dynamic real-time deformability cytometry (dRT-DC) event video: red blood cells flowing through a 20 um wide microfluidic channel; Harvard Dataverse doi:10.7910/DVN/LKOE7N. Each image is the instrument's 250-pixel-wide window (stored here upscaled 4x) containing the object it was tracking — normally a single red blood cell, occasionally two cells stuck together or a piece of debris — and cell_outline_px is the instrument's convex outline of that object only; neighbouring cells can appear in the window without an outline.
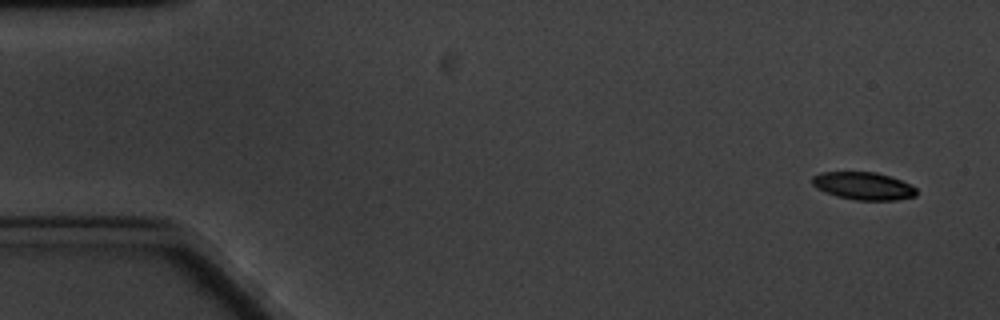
{"species": "common noctule bat (a hibernating species)", "species_latin": "Nyctalus noctula", "temperature_condition": "cold", "stored_images_in_passage": 5, "camera_frame_rate_fps": 3000, "um_per_image_px": 0.085, "animal": {"sex": "male", "body_mass_g": 20.1, "forearm_length_mm": 53.5}, "frame": {"image": 1, "passage_image": 1, "time_ms": 0.0, "image_size_px": [1000, 320], "cell_outline_px": [[916, 196], [896, 200], [856, 200], [836, 196], [824, 192], [816, 188], [812, 184], [812, 176], [820, 172], [876, 172], [900, 180], [916, 188]], "centroid_in_image_um": [73.34, 15.81], "position_along_channel_um": 11.7, "area_um2": 16.76}}
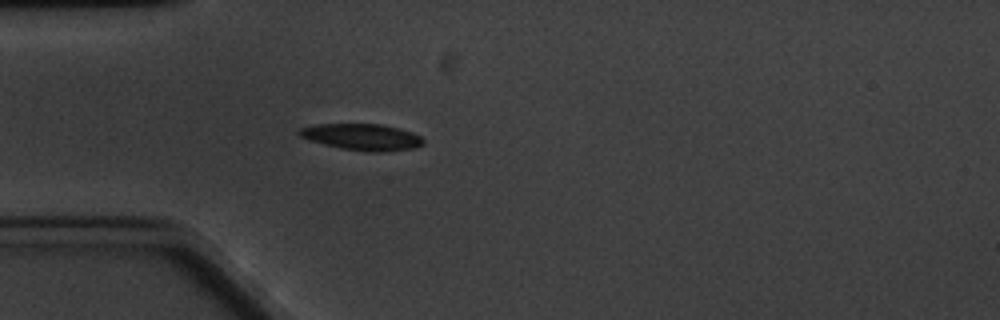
{"frame": {"image": 2, "passage_image": 5, "time_ms": 4.667, "image_size_px": [1000, 320], "cell_outline_px": [[424, 144], [416, 148], [380, 152], [368, 152], [340, 148], [308, 140], [300, 136], [296, 132], [300, 128], [316, 124], [380, 124], [400, 128], [412, 132], [420, 136], [424, 140]], "centroid_in_image_um": [30.78, 11.64], "position_along_channel_um": 54.2, "area_um2": 19.25}}